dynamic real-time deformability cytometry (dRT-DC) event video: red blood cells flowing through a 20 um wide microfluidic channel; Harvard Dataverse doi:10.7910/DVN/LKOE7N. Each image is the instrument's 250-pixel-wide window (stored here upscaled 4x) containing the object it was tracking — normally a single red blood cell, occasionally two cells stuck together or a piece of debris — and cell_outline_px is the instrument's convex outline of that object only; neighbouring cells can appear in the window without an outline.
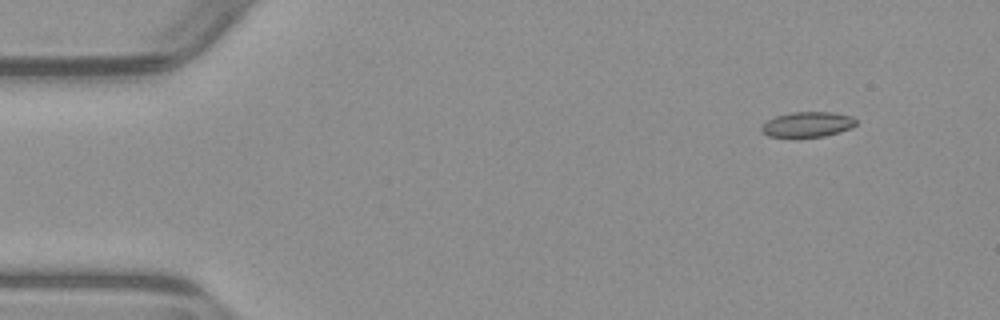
{"species": "common noctule bat (a hibernating species)", "species_latin": "Nyctalus noctula", "temperature_condition": "warm", "stored_images_in_passage": 49, "camera_frame_rate_fps": 3000, "um_per_image_px": 0.085, "animal": {"sex": "male", "body_mass_g": 23.1, "forearm_length_mm": 52.7}, "frame": {"image": 1, "passage_image": 1, "time_ms": 0.0, "image_size_px": [1000, 320], "cell_outline_px": [[856, 124], [852, 128], [840, 132], [824, 136], [768, 136], [760, 132], [760, 124], [776, 116], [792, 112], [832, 112], [852, 116], [856, 120]], "centroid_in_image_um": [68.63, 10.56], "position_along_channel_um": 16.4, "area_um2": 13.87}}
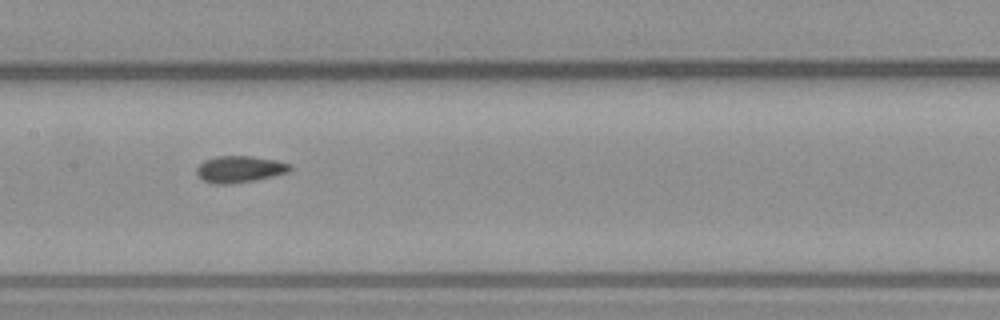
{"frame": {"image": 2, "passage_image": 22, "time_ms": 7.0, "image_size_px": [1000, 320], "cell_outline_px": [[292, 168], [288, 172], [256, 180], [228, 184], [212, 184], [204, 180], [196, 172], [196, 168], [204, 160], [216, 156], [252, 156], [276, 160], [292, 164]], "centroid_in_image_um": [20.38, 14.37], "position_along_channel_um": 187.0, "area_um2": 14.51}}
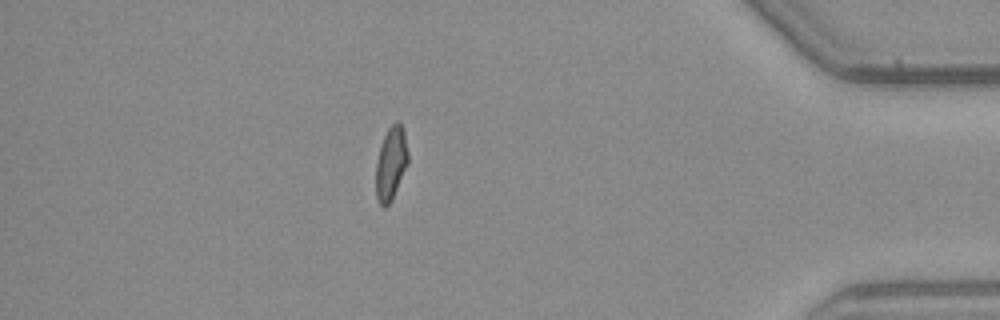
{"frame": {"image": 3, "passage_image": 42, "time_ms": 13.667, "image_size_px": [1000, 320], "cell_outline_px": [[408, 164], [392, 200], [384, 208], [380, 204], [376, 196], [376, 164], [380, 148], [384, 136], [388, 128], [396, 120], [400, 120], [404, 132], [408, 152]], "centroid_in_image_um": [33.24, 13.88], "position_along_channel_um": 402.0, "area_um2": 13.76}, "authors_computed_cell_mechanics": {"area_um2": 14.2766, "velocity_mm_per_s": 3.9215, "shape_relaxation_time_tau1_ms": null, "shape_relaxation_time_tau2_ms": 1.9712, "deformation_change_tau1": null, "deformation_change_tau2": 0.0565}}